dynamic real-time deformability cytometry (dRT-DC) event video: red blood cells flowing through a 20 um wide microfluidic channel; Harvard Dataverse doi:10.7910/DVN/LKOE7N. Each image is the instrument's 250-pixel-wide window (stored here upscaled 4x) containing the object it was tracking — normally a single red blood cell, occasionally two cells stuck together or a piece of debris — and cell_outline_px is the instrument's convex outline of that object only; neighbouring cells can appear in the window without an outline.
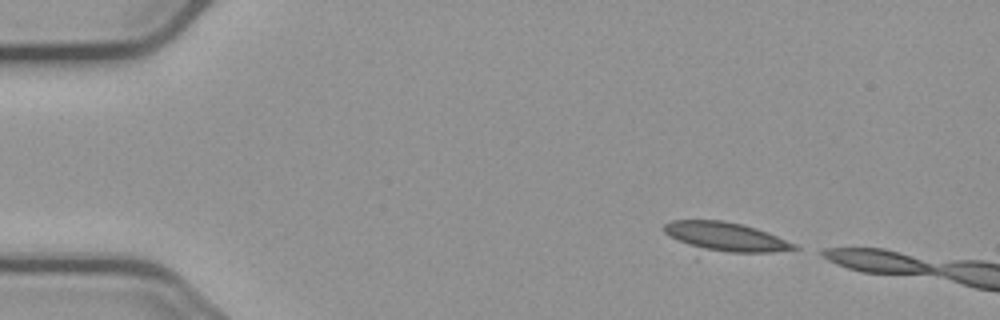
{"species": "common noctule bat (a hibernating species)", "species_latin": "Nyctalus noctula", "temperature_condition": "cold", "stored_images_in_passage": 5, "camera_frame_rate_fps": 3000, "um_per_image_px": 0.085, "animal": {"sex": "male", "body_mass_g": 23.1, "forearm_length_mm": 52.7}, "frame": {"image": 1, "passage_image": 1, "time_ms": 0.0, "image_size_px": [1000, 320], "cell_outline_px": [[800, 248], [772, 252], [696, 260], [664, 232], [664, 224], [672, 220], [720, 220], [744, 224], [768, 232], [796, 244]], "centroid_in_image_um": [61.47, 20.31], "position_along_channel_um": 23.5, "area_um2": 25.61}}